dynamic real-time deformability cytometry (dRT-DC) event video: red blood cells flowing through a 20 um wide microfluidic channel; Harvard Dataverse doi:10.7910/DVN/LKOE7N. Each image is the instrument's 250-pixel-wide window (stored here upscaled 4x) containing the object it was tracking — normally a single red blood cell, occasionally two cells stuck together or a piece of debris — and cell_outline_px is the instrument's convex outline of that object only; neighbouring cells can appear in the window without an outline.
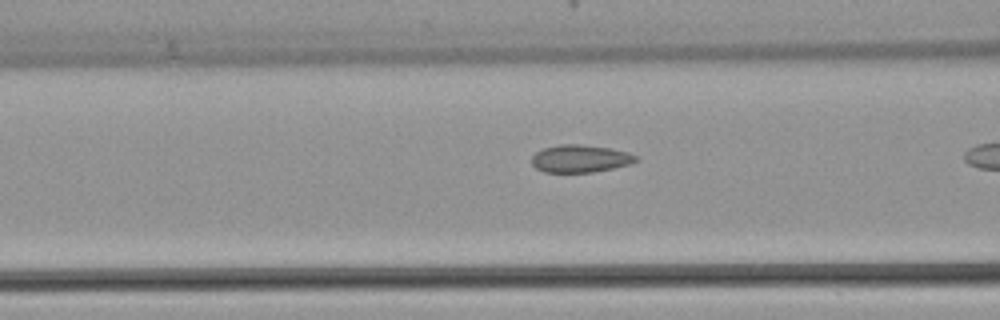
{"species": "common noctule bat (a hibernating species)", "species_latin": "Nyctalus noctula", "temperature_condition": "warm", "stored_images_in_passage": 22, "camera_frame_rate_fps": 3000, "um_per_image_px": 0.085, "animal": {"sex": "female", "body_mass_g": 22.7, "forearm_length_mm": 54.2}, "frame": {"image": 1, "passage_image": 10, "time_ms": 3.0, "image_size_px": [1000, 320], "cell_outline_px": [[640, 160], [628, 164], [612, 168], [592, 172], [544, 172], [536, 168], [532, 164], [532, 156], [536, 152], [544, 148], [560, 144], [580, 144], [612, 148], [628, 152], [640, 156]], "centroid_in_image_um": [49.35, 13.47], "position_along_channel_um": 117.2, "area_um2": 16.82}}
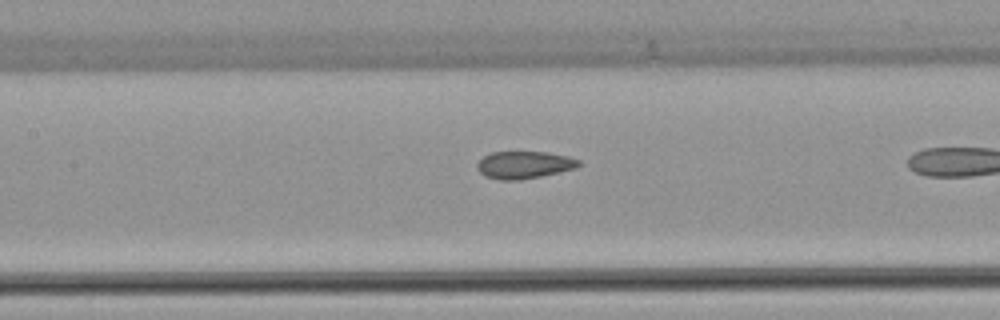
{"frame": {"image": 2, "passage_image": 13, "time_ms": 4.0, "image_size_px": [1000, 320], "cell_outline_px": [[584, 164], [576, 168], [560, 172], [520, 180], [500, 180], [484, 176], [476, 168], [476, 164], [484, 156], [492, 152], [548, 152], [568, 156], [580, 160]], "centroid_in_image_um": [44.58, 14.01], "position_along_channel_um": 162.8, "area_um2": 16.36}}